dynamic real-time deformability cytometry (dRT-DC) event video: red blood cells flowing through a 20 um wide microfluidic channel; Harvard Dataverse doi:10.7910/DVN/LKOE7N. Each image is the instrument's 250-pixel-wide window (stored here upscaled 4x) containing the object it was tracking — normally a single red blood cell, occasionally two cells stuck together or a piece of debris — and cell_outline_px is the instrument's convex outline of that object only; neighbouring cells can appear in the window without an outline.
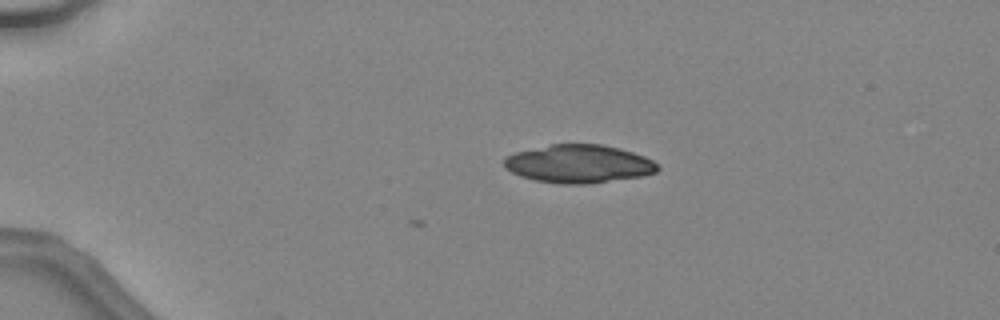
{"species": "common noctule bat (a hibernating species)", "species_latin": "Nyctalus noctula", "temperature_condition": "warm", "stored_images_in_passage": 5, "camera_frame_rate_fps": 3000, "um_per_image_px": 0.085, "animal": {"sex": "female", "body_mass_g": 24.6, "forearm_length_mm": 56.2}, "frame": {"image": 1, "passage_image": 1, "time_ms": 0.0, "image_size_px": [1000, 320], "cell_outline_px": [[660, 168], [656, 172], [644, 176], [588, 184], [560, 184], [532, 180], [520, 176], [504, 168], [504, 156], [516, 152], [552, 144], [600, 144], [620, 148], [644, 156], [652, 160]], "centroid_in_image_um": [49.18, 13.94], "position_along_channel_um": 35.8, "area_um2": 34.33}}